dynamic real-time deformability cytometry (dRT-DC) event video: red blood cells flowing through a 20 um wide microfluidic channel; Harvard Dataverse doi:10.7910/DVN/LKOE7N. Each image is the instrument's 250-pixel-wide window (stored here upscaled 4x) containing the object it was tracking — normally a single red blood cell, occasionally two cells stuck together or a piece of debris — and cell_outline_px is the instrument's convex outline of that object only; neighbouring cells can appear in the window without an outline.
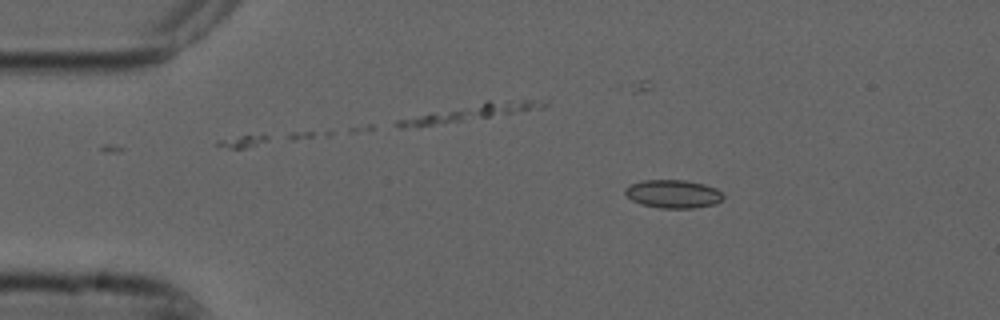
{"species": "common noctule bat (a hibernating species)", "species_latin": "Nyctalus noctula", "temperature_condition": "cold", "stored_images_in_passage": 44, "camera_frame_rate_fps": 3000, "um_per_image_px": 0.085, "animal": {"sex": "male", "forearm_length_mm": 52.5}, "frame": {"image": 1, "passage_image": 1, "time_ms": 0.0, "image_size_px": [1000, 320], "cell_outline_px": [[724, 196], [716, 204], [692, 208], [660, 208], [640, 204], [632, 200], [624, 192], [624, 188], [632, 184], [644, 180], [684, 180], [704, 184], [716, 188]], "centroid_in_image_um": [57.21, 16.48], "position_along_channel_um": 27.8, "area_um2": 16.07}}
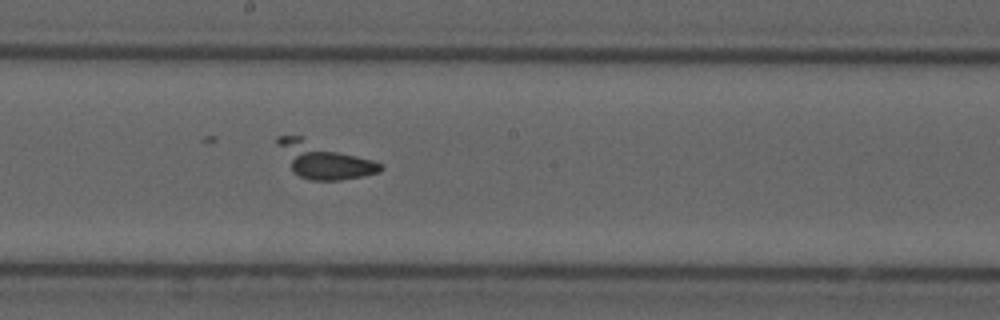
{"frame": {"image": 2, "passage_image": 21, "time_ms": 6.667, "image_size_px": [1000, 320], "cell_outline_px": [[384, 168], [380, 172], [340, 180], [308, 180], [292, 172], [276, 140], [276, 136], [300, 136], [384, 164]], "centroid_in_image_um": [27.52, 13.63], "position_along_channel_um": 220.7, "area_um2": 21.15}}
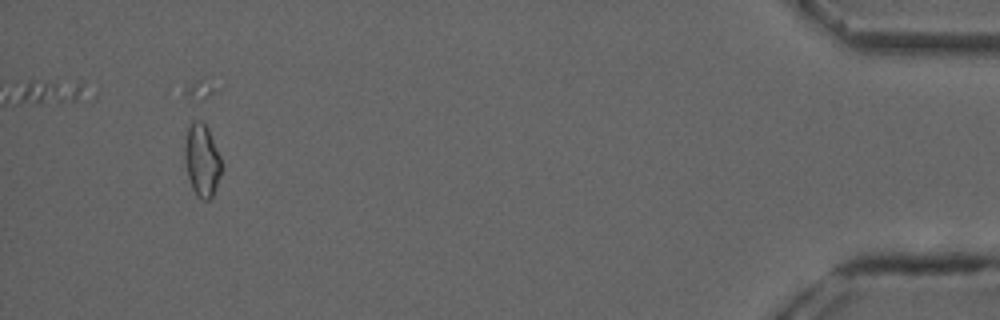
{"frame": {"image": 3, "passage_image": 43, "time_ms": 14.0, "image_size_px": [1000, 320], "cell_outline_px": [[220, 172], [212, 196], [208, 200], [204, 200], [196, 196], [192, 188], [188, 176], [184, 160], [184, 148], [188, 128], [196, 120], [200, 120], [208, 128], [220, 156]], "centroid_in_image_um": [17.14, 13.62], "position_along_channel_um": 418.1, "area_um2": 15.14}}